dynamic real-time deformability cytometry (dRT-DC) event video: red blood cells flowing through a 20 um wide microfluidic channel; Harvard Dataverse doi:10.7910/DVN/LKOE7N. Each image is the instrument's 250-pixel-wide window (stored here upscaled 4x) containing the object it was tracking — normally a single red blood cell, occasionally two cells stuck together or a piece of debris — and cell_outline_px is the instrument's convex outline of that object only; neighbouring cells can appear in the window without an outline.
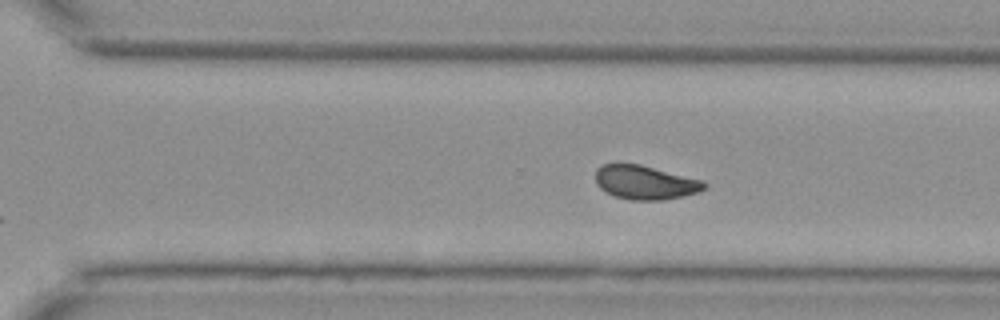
{"species": "Egyptian fruit bat (a non-hibernating species)", "species_latin": "Rousettus aegyptiacus", "temperature_condition": "cold", "stored_images_in_passage": 8, "camera_frame_rate_fps": 3000, "um_per_image_px": 0.085, "animal": {"sex": "female"}, "frame": {"image": 1, "passage_image": 8, "time_ms": 8.333, "image_size_px": [1000, 320], "cell_outline_px": [[708, 184], [704, 188], [696, 192], [664, 200], [632, 200], [616, 196], [600, 188], [596, 184], [596, 168], [600, 164], [640, 164], [704, 180]], "centroid_in_image_um": [54.83, 15.49], "position_along_channel_um": 315.8, "area_um2": 21.39}}